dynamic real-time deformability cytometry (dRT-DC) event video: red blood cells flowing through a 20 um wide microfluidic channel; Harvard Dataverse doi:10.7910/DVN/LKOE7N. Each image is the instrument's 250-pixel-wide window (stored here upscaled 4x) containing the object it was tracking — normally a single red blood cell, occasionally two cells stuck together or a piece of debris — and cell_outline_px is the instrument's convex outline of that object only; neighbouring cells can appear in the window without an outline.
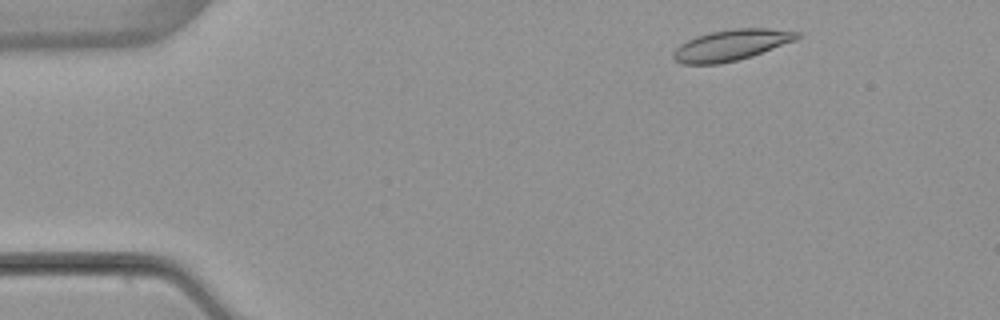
{"species": "common noctule bat (a hibernating species)", "species_latin": "Nyctalus noctula", "temperature_condition": "warm", "stored_images_in_passage": 3, "camera_frame_rate_fps": 3000, "um_per_image_px": 0.085, "animal": {"sex": "female", "body_mass_g": 22.7, "forearm_length_mm": 54.2}, "frame": {"image": 1, "passage_image": 1, "time_ms": 0.0, "image_size_px": [1000, 320], "cell_outline_px": [[804, 36], [796, 40], [752, 56], [720, 64], [684, 64], [676, 60], [672, 56], [672, 52], [680, 44], [696, 36], [712, 32], [732, 28], [768, 28], [804, 32]], "centroid_in_image_um": [62.22, 3.82], "position_along_channel_um": 22.8, "area_um2": 22.48}}